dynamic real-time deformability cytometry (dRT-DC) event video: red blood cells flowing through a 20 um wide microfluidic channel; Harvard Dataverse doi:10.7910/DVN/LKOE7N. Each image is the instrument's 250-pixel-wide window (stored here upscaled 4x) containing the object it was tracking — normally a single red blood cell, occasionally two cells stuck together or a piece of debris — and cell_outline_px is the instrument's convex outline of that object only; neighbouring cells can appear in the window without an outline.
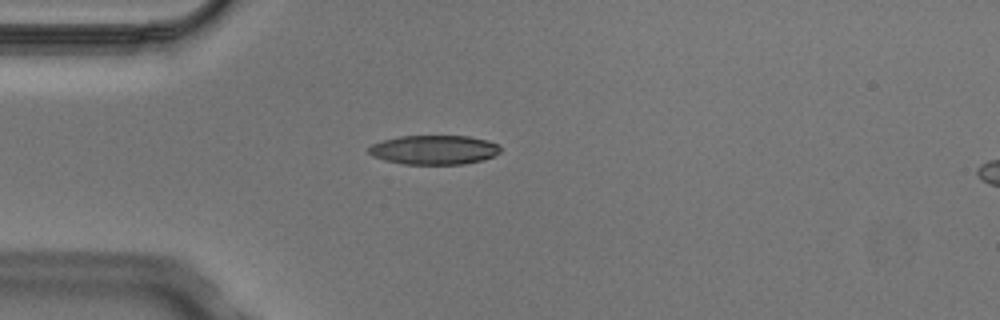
{"species": "Egyptian fruit bat (a non-hibernating species)", "species_latin": "Rousettus aegyptiacus", "temperature_condition": "cold", "stored_images_in_passage": 2, "camera_frame_rate_fps": 3000, "um_per_image_px": 0.085, "animal": {"sex": "male"}, "frame": {"image": 1, "passage_image": 1, "time_ms": 0.0, "image_size_px": [1000, 320], "cell_outline_px": [[500, 152], [492, 156], [480, 160], [464, 164], [404, 164], [384, 160], [372, 156], [368, 152], [368, 148], [372, 144], [384, 140], [400, 136], [468, 136], [488, 140], [500, 144]], "centroid_in_image_um": [36.89, 12.73], "position_along_channel_um": 48.1, "area_um2": 22.43}}